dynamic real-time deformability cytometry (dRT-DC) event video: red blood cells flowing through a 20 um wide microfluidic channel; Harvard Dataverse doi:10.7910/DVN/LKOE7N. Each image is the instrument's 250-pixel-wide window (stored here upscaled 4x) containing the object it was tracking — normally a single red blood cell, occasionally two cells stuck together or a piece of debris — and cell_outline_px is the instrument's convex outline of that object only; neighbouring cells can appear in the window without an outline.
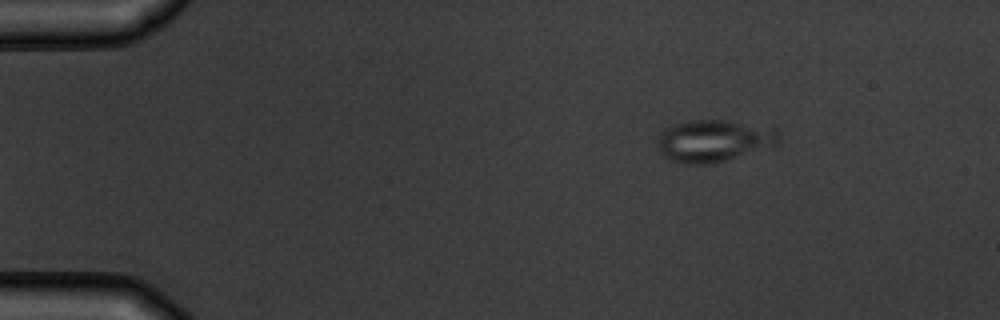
{"species": "common noctule bat (a hibernating species)", "species_latin": "Nyctalus noctula", "temperature_condition": "warm", "stored_images_in_passage": 6, "camera_frame_rate_fps": 3000, "um_per_image_px": 0.085, "animal": {"sex": "male", "body_mass_g": 19.5, "forearm_length_mm": 54.6}, "frame": {"image": 1, "passage_image": 1, "time_ms": 0.0, "image_size_px": [1000, 320], "cell_outline_px": [[780, 140], [776, 144], [712, 164], [680, 164], [668, 160], [660, 152], [656, 144], [656, 140], [660, 132], [664, 128], [672, 124], [688, 120], [724, 120], [776, 128], [780, 132]], "centroid_in_image_um": [60.59, 11.96], "position_along_channel_um": 24.4, "area_um2": 29.94}}
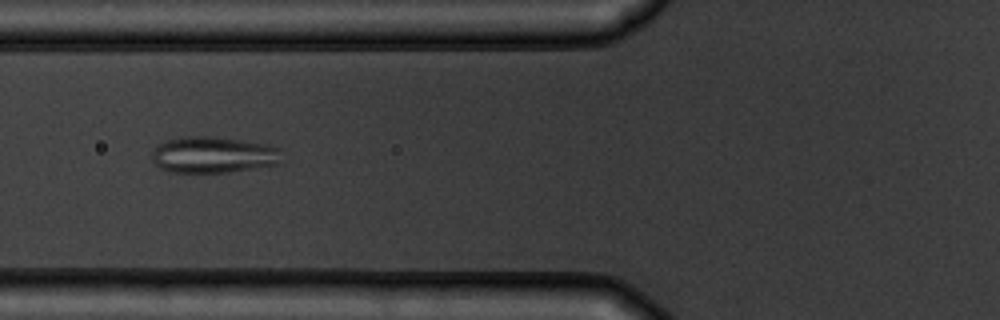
{"frame": {"image": 2, "passage_image": 4, "time_ms": 4.333, "image_size_px": [1000, 320], "cell_outline_px": [[280, 148], [276, 164], [232, 172], [168, 172], [160, 168], [152, 160], [152, 152], [160, 144], [168, 140], [188, 136], [208, 136], [268, 144]], "centroid_in_image_um": [18.09, 13.17], "position_along_channel_um": 107.7, "area_um2": 27.05}}